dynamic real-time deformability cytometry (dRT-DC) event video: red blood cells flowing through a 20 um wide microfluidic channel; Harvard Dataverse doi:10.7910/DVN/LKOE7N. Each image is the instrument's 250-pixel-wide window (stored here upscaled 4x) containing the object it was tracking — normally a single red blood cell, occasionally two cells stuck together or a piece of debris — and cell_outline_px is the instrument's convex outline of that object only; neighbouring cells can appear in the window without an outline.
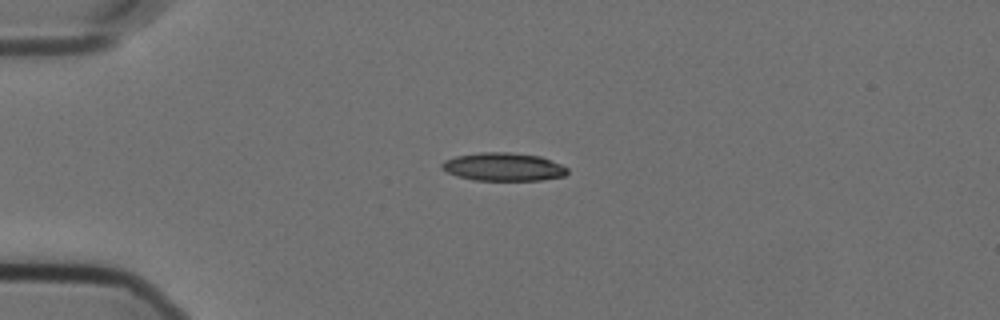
{"species": "Egyptian fruit bat (a non-hibernating species)", "species_latin": "Rousettus aegyptiacus", "temperature_condition": "cold", "stored_images_in_passage": 41, "camera_frame_rate_fps": 3000, "um_per_image_px": 0.085, "animal": {"sex": "female"}, "frame": {"image": 1, "passage_image": 4, "time_ms": 1.0, "image_size_px": [1000, 320], "cell_outline_px": [[568, 172], [564, 176], [540, 180], [476, 180], [460, 176], [448, 172], [440, 168], [440, 164], [444, 160], [456, 156], [480, 152], [512, 152], [540, 156], [560, 164], [568, 168]], "centroid_in_image_um": [42.79, 14.17], "position_along_channel_um": 42.2, "area_um2": 20.52}}
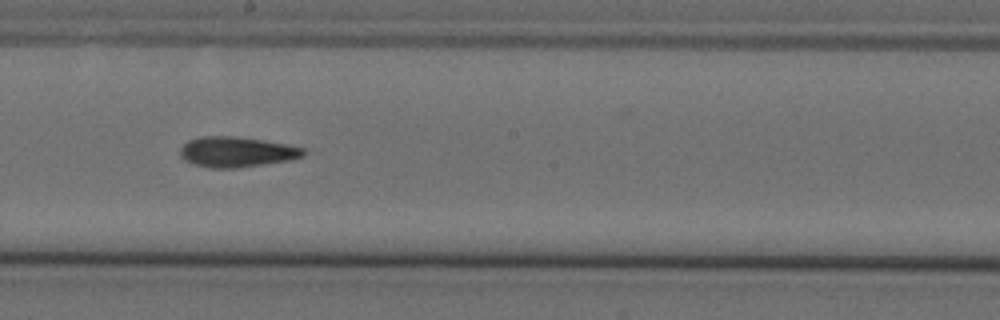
{"frame": {"image": 2, "passage_image": 22, "time_ms": 7.0, "image_size_px": [1000, 320], "cell_outline_px": [[304, 156], [292, 160], [236, 168], [212, 168], [196, 164], [184, 160], [180, 156], [180, 148], [188, 140], [200, 136], [236, 136], [284, 144], [304, 148]], "centroid_in_image_um": [20.09, 12.91], "position_along_channel_um": 228.1, "area_um2": 21.68}}
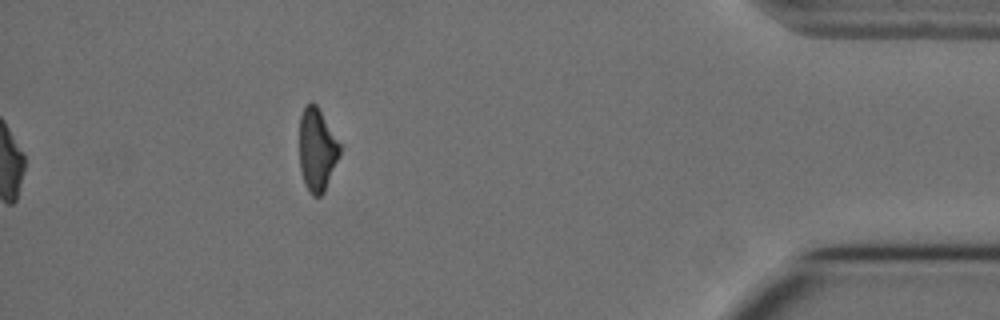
{"frame": {"image": 3, "passage_image": 41, "time_ms": 13.333, "image_size_px": [1000, 320], "cell_outline_px": [[340, 156], [324, 192], [320, 196], [312, 196], [304, 184], [300, 168], [300, 116], [304, 108], [308, 104], [316, 104], [340, 144]], "centroid_in_image_um": [26.95, 12.77], "position_along_channel_um": 408.3, "area_um2": 19.31}, "authors_computed_cell_mechanics": {"area_um2": 21.2704, "velocity_mm_per_s": 3.5871, "shape_relaxation_time_tau1_ms": null, "shape_relaxation_time_tau2_ms": 10.3214, "deformation_change_tau1": null, "deformation_change_tau2": 0.2141}}